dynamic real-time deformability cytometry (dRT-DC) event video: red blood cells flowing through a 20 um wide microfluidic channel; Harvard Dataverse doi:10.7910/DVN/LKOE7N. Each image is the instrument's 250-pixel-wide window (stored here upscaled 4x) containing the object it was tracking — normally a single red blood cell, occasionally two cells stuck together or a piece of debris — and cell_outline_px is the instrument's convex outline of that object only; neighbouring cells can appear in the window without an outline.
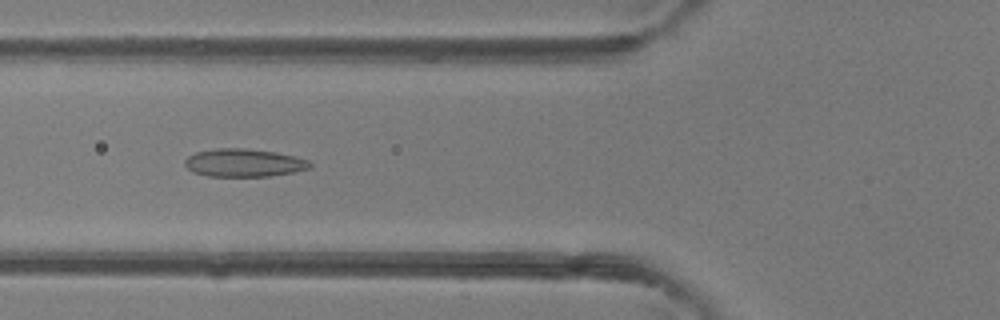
{"species": "common noctule bat (a hibernating species)", "species_latin": "Nyctalus noctula", "temperature_condition": "room temperature", "stored_images_in_passage": 44, "camera_frame_rate_fps": 3000, "um_per_image_px": 0.085, "animal": {"sex": "female"}, "frame": {"image": 1, "passage_image": 16, "time_ms": 5.0, "image_size_px": [1000, 320], "cell_outline_px": [[312, 168], [292, 172], [268, 176], [208, 176], [192, 172], [184, 164], [184, 160], [188, 156], [196, 152], [216, 148], [244, 148], [276, 152], [296, 156], [308, 160], [312, 164]], "centroid_in_image_um": [20.73, 13.83], "position_along_channel_um": 105.1, "area_um2": 20.46}}
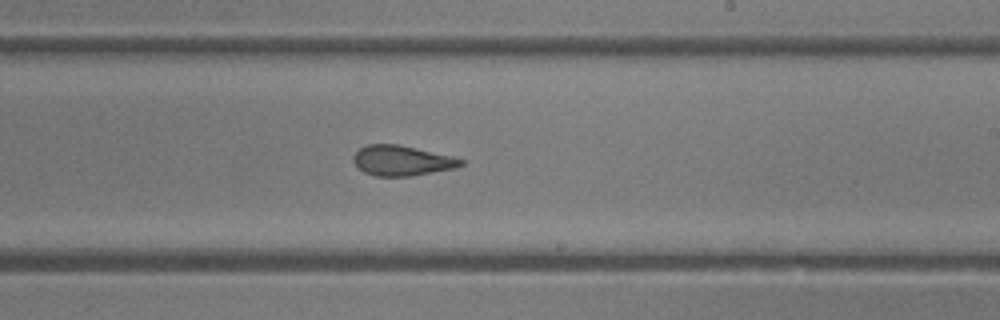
{"frame": {"image": 2, "passage_image": 26, "time_ms": 8.333, "image_size_px": [1000, 320], "cell_outline_px": [[464, 164], [456, 168], [412, 176], [376, 176], [364, 172], [352, 160], [352, 156], [360, 148], [368, 144], [400, 144], [452, 156], [464, 160]], "centroid_in_image_um": [34.17, 13.65], "position_along_channel_um": 254.8, "area_um2": 18.96}}
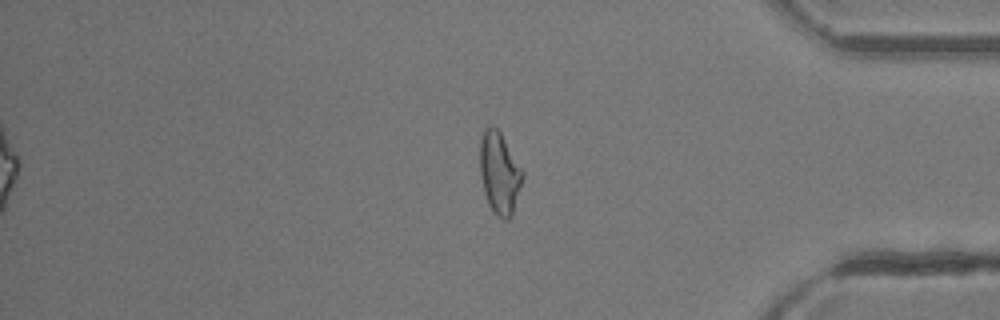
{"frame": {"image": 3, "passage_image": 37, "time_ms": 12.0, "image_size_px": [1000, 320], "cell_outline_px": [[524, 176], [512, 216], [508, 220], [504, 220], [496, 216], [488, 204], [484, 192], [480, 176], [480, 140], [484, 128], [488, 124], [492, 124], [500, 132], [524, 172]], "centroid_in_image_um": [42.45, 14.71], "position_along_channel_um": 392.8, "area_um2": 20.58}, "authors_computed_cell_mechanics": {"area_um2": 20.519, "velocity_mm_per_s": 4.4936, "shape_relaxation_time_tau1_ms": 3.6774, "shape_relaxation_time_tau2_ms": 1.3605, "deformation_change_tau1": 0.1486, "deformation_change_tau2": 0.1078}}